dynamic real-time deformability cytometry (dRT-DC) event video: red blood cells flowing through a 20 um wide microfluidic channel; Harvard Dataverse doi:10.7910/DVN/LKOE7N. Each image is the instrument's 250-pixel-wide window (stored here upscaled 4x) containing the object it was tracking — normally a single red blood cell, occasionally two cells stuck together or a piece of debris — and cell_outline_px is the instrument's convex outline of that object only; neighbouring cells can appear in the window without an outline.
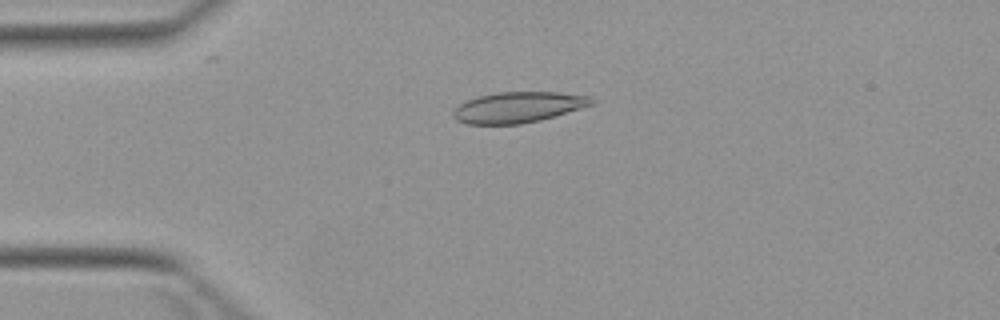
{"species": "Egyptian fruit bat (a non-hibernating species)", "species_latin": "Rousettus aegyptiacus", "temperature_condition": "warm", "stored_images_in_passage": 5, "camera_frame_rate_fps": 3000, "um_per_image_px": 0.085, "animal": {"sex": "female"}, "frame": {"image": 1, "passage_image": 4, "time_ms": 3.667, "image_size_px": [1000, 320], "cell_outline_px": [[596, 100], [592, 104], [580, 108], [540, 120], [520, 124], [468, 124], [456, 120], [452, 116], [452, 112], [460, 104], [468, 100], [480, 96], [500, 92], [556, 92], [592, 96]], "centroid_in_image_um": [44.05, 9.12], "position_along_channel_um": 41.0, "area_um2": 24.57}}